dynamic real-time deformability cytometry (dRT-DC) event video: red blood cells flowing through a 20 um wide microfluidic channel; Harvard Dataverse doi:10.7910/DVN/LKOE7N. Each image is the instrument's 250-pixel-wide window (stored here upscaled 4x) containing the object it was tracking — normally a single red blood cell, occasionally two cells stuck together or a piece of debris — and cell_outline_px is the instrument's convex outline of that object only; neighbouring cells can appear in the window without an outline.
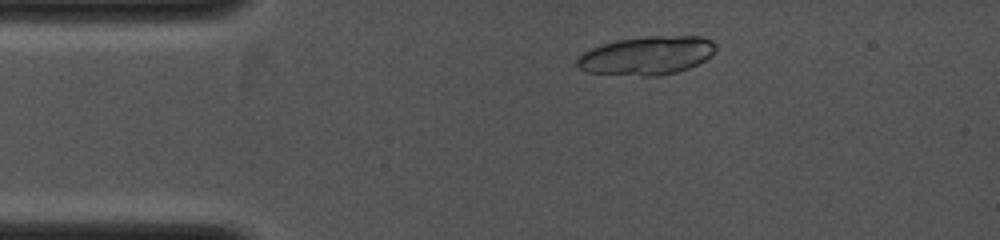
{"species": "common noctule bat (a hibernating species)", "species_latin": "Nyctalus noctula", "temperature_condition": "cold", "stored_images_in_passage": 2, "camera_frame_rate_fps": 4000, "um_per_image_px": 0.085, "animal": {"sex": "female", "body_mass_g": 19.0, "forearm_length_mm": 53.3}, "frame": {"image": 1, "passage_image": 1, "time_ms": 0.0, "image_size_px": [1000, 240], "cell_outline_px": [[716, 48], [704, 60], [688, 68], [676, 72], [660, 76], [640, 76], [588, 72], [580, 68], [576, 64], [576, 60], [584, 52], [592, 48], [616, 40], [648, 36], [700, 36], [712, 40], [716, 44]], "centroid_in_image_um": [54.98, 4.72], "position_along_channel_um": 30.0, "area_um2": 30.87}}